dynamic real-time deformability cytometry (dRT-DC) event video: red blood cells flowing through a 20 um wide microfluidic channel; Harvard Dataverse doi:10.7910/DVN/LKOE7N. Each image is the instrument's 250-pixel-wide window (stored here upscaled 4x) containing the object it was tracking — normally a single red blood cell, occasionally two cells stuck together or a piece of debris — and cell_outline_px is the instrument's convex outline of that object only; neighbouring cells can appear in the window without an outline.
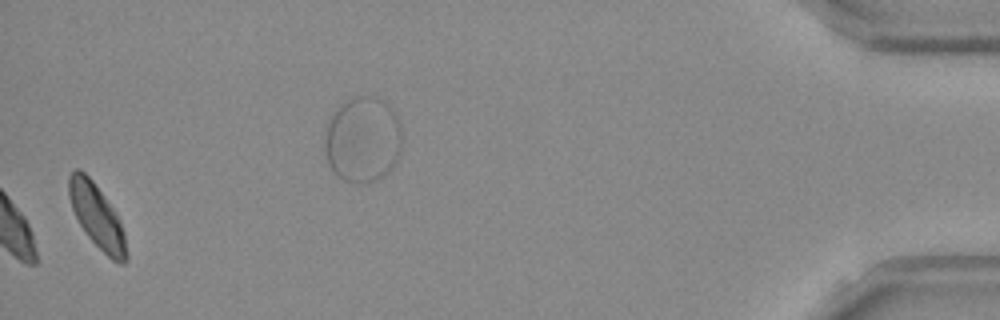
{"species": "Egyptian fruit bat (a non-hibernating species)", "species_latin": "Rousettus aegyptiacus", "temperature_condition": "room temperature", "stored_images_in_passage": 32, "camera_frame_rate_fps": 3000, "um_per_image_px": 0.085, "frame": {"image": 1, "passage_image": 32, "time_ms": 10.333, "image_size_px": [1000, 320], "cell_outline_px": [[128, 260], [124, 264], [120, 264], [112, 260], [88, 236], [80, 224], [72, 208], [68, 196], [68, 176], [76, 168], [80, 168], [92, 180], [116, 212], [120, 220], [124, 232], [128, 256]], "centroid_in_image_um": [8.25, 18.38], "position_along_channel_um": 426.9, "area_um2": 21.27}}